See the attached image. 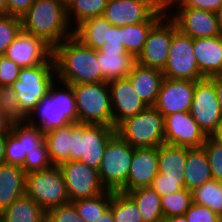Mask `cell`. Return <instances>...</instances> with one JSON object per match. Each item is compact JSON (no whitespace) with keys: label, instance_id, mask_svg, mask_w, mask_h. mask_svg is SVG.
Returning a JSON list of instances; mask_svg holds the SVG:
<instances>
[{"label":"cell","instance_id":"cell-1","mask_svg":"<svg viewBox=\"0 0 222 222\" xmlns=\"http://www.w3.org/2000/svg\"><path fill=\"white\" fill-rule=\"evenodd\" d=\"M57 81L67 84L103 82L97 50L73 35L52 49Z\"/></svg>","mask_w":222,"mask_h":222},{"label":"cell","instance_id":"cell-2","mask_svg":"<svg viewBox=\"0 0 222 222\" xmlns=\"http://www.w3.org/2000/svg\"><path fill=\"white\" fill-rule=\"evenodd\" d=\"M21 22L23 32L42 39L52 49L73 35L66 4L59 0H35Z\"/></svg>","mask_w":222,"mask_h":222},{"label":"cell","instance_id":"cell-3","mask_svg":"<svg viewBox=\"0 0 222 222\" xmlns=\"http://www.w3.org/2000/svg\"><path fill=\"white\" fill-rule=\"evenodd\" d=\"M26 121L40 128L44 134L72 122H78L72 87L56 80L50 87L49 93L28 114Z\"/></svg>","mask_w":222,"mask_h":222},{"label":"cell","instance_id":"cell-4","mask_svg":"<svg viewBox=\"0 0 222 222\" xmlns=\"http://www.w3.org/2000/svg\"><path fill=\"white\" fill-rule=\"evenodd\" d=\"M75 95L78 123L113 127L110 88L108 82L70 85Z\"/></svg>","mask_w":222,"mask_h":222},{"label":"cell","instance_id":"cell-5","mask_svg":"<svg viewBox=\"0 0 222 222\" xmlns=\"http://www.w3.org/2000/svg\"><path fill=\"white\" fill-rule=\"evenodd\" d=\"M116 128L101 124L79 123L71 134L70 161H80L99 170L105 147Z\"/></svg>","mask_w":222,"mask_h":222},{"label":"cell","instance_id":"cell-6","mask_svg":"<svg viewBox=\"0 0 222 222\" xmlns=\"http://www.w3.org/2000/svg\"><path fill=\"white\" fill-rule=\"evenodd\" d=\"M116 133L133 148L159 147L165 143L164 116L154 107L122 121Z\"/></svg>","mask_w":222,"mask_h":222},{"label":"cell","instance_id":"cell-7","mask_svg":"<svg viewBox=\"0 0 222 222\" xmlns=\"http://www.w3.org/2000/svg\"><path fill=\"white\" fill-rule=\"evenodd\" d=\"M56 70L51 56L44 64L21 68L18 80L10 87L15 91L22 110L28 115L56 82Z\"/></svg>","mask_w":222,"mask_h":222},{"label":"cell","instance_id":"cell-8","mask_svg":"<svg viewBox=\"0 0 222 222\" xmlns=\"http://www.w3.org/2000/svg\"><path fill=\"white\" fill-rule=\"evenodd\" d=\"M25 194L46 212L70 202L62 173L56 165L46 170L27 173Z\"/></svg>","mask_w":222,"mask_h":222},{"label":"cell","instance_id":"cell-9","mask_svg":"<svg viewBox=\"0 0 222 222\" xmlns=\"http://www.w3.org/2000/svg\"><path fill=\"white\" fill-rule=\"evenodd\" d=\"M134 148L117 133L108 141L98 170L106 190L119 191L127 181Z\"/></svg>","mask_w":222,"mask_h":222},{"label":"cell","instance_id":"cell-10","mask_svg":"<svg viewBox=\"0 0 222 222\" xmlns=\"http://www.w3.org/2000/svg\"><path fill=\"white\" fill-rule=\"evenodd\" d=\"M166 66L162 70L167 79L199 81L206 78L199 70L193 50V39L177 30L172 35Z\"/></svg>","mask_w":222,"mask_h":222},{"label":"cell","instance_id":"cell-11","mask_svg":"<svg viewBox=\"0 0 222 222\" xmlns=\"http://www.w3.org/2000/svg\"><path fill=\"white\" fill-rule=\"evenodd\" d=\"M190 114L207 136H212L222 121L214 82L206 77L195 81Z\"/></svg>","mask_w":222,"mask_h":222},{"label":"cell","instance_id":"cell-12","mask_svg":"<svg viewBox=\"0 0 222 222\" xmlns=\"http://www.w3.org/2000/svg\"><path fill=\"white\" fill-rule=\"evenodd\" d=\"M70 202L92 198L106 191L97 170L80 161H65L58 165Z\"/></svg>","mask_w":222,"mask_h":222},{"label":"cell","instance_id":"cell-13","mask_svg":"<svg viewBox=\"0 0 222 222\" xmlns=\"http://www.w3.org/2000/svg\"><path fill=\"white\" fill-rule=\"evenodd\" d=\"M175 22L164 15L150 30L136 62L163 70L166 66L172 35L177 31Z\"/></svg>","mask_w":222,"mask_h":222},{"label":"cell","instance_id":"cell-14","mask_svg":"<svg viewBox=\"0 0 222 222\" xmlns=\"http://www.w3.org/2000/svg\"><path fill=\"white\" fill-rule=\"evenodd\" d=\"M175 10L168 16L181 33L192 39L221 35L215 12L189 7H176Z\"/></svg>","mask_w":222,"mask_h":222},{"label":"cell","instance_id":"cell-15","mask_svg":"<svg viewBox=\"0 0 222 222\" xmlns=\"http://www.w3.org/2000/svg\"><path fill=\"white\" fill-rule=\"evenodd\" d=\"M166 144L201 148L208 137L190 112H176L164 117Z\"/></svg>","mask_w":222,"mask_h":222},{"label":"cell","instance_id":"cell-16","mask_svg":"<svg viewBox=\"0 0 222 222\" xmlns=\"http://www.w3.org/2000/svg\"><path fill=\"white\" fill-rule=\"evenodd\" d=\"M195 81L163 78L154 107L165 117L190 112Z\"/></svg>","mask_w":222,"mask_h":222},{"label":"cell","instance_id":"cell-17","mask_svg":"<svg viewBox=\"0 0 222 222\" xmlns=\"http://www.w3.org/2000/svg\"><path fill=\"white\" fill-rule=\"evenodd\" d=\"M21 68L44 64L52 56V48L42 39L21 31L4 54Z\"/></svg>","mask_w":222,"mask_h":222},{"label":"cell","instance_id":"cell-18","mask_svg":"<svg viewBox=\"0 0 222 222\" xmlns=\"http://www.w3.org/2000/svg\"><path fill=\"white\" fill-rule=\"evenodd\" d=\"M108 85L110 88L114 128L125 119L142 112L148 107L139 97L127 77L108 81Z\"/></svg>","mask_w":222,"mask_h":222},{"label":"cell","instance_id":"cell-19","mask_svg":"<svg viewBox=\"0 0 222 222\" xmlns=\"http://www.w3.org/2000/svg\"><path fill=\"white\" fill-rule=\"evenodd\" d=\"M152 0H108L103 17L113 26L146 22L155 12Z\"/></svg>","mask_w":222,"mask_h":222},{"label":"cell","instance_id":"cell-20","mask_svg":"<svg viewBox=\"0 0 222 222\" xmlns=\"http://www.w3.org/2000/svg\"><path fill=\"white\" fill-rule=\"evenodd\" d=\"M158 174V147L134 148L126 184L119 192L150 187Z\"/></svg>","mask_w":222,"mask_h":222},{"label":"cell","instance_id":"cell-21","mask_svg":"<svg viewBox=\"0 0 222 222\" xmlns=\"http://www.w3.org/2000/svg\"><path fill=\"white\" fill-rule=\"evenodd\" d=\"M193 50L200 72L205 77L222 75V37L193 39Z\"/></svg>","mask_w":222,"mask_h":222},{"label":"cell","instance_id":"cell-22","mask_svg":"<svg viewBox=\"0 0 222 222\" xmlns=\"http://www.w3.org/2000/svg\"><path fill=\"white\" fill-rule=\"evenodd\" d=\"M127 78L146 105L154 106L164 78L162 70L136 62Z\"/></svg>","mask_w":222,"mask_h":222},{"label":"cell","instance_id":"cell-23","mask_svg":"<svg viewBox=\"0 0 222 222\" xmlns=\"http://www.w3.org/2000/svg\"><path fill=\"white\" fill-rule=\"evenodd\" d=\"M26 173L21 166L0 164V213L25 195Z\"/></svg>","mask_w":222,"mask_h":222},{"label":"cell","instance_id":"cell-24","mask_svg":"<svg viewBox=\"0 0 222 222\" xmlns=\"http://www.w3.org/2000/svg\"><path fill=\"white\" fill-rule=\"evenodd\" d=\"M97 58L103 82L126 78L136 63V58L127 50L98 49Z\"/></svg>","mask_w":222,"mask_h":222},{"label":"cell","instance_id":"cell-25","mask_svg":"<svg viewBox=\"0 0 222 222\" xmlns=\"http://www.w3.org/2000/svg\"><path fill=\"white\" fill-rule=\"evenodd\" d=\"M187 147L164 143L158 147V174L162 179L184 180Z\"/></svg>","mask_w":222,"mask_h":222},{"label":"cell","instance_id":"cell-26","mask_svg":"<svg viewBox=\"0 0 222 222\" xmlns=\"http://www.w3.org/2000/svg\"><path fill=\"white\" fill-rule=\"evenodd\" d=\"M184 176V188L191 192L213 179L206 152L202 147H187Z\"/></svg>","mask_w":222,"mask_h":222},{"label":"cell","instance_id":"cell-27","mask_svg":"<svg viewBox=\"0 0 222 222\" xmlns=\"http://www.w3.org/2000/svg\"><path fill=\"white\" fill-rule=\"evenodd\" d=\"M0 222H46V211L25 194L0 213Z\"/></svg>","mask_w":222,"mask_h":222},{"label":"cell","instance_id":"cell-28","mask_svg":"<svg viewBox=\"0 0 222 222\" xmlns=\"http://www.w3.org/2000/svg\"><path fill=\"white\" fill-rule=\"evenodd\" d=\"M111 26L103 16L90 18L73 29V36L89 48L98 50L108 41Z\"/></svg>","mask_w":222,"mask_h":222},{"label":"cell","instance_id":"cell-29","mask_svg":"<svg viewBox=\"0 0 222 222\" xmlns=\"http://www.w3.org/2000/svg\"><path fill=\"white\" fill-rule=\"evenodd\" d=\"M78 124L72 122L44 134V142L53 165L58 166L62 162L70 161L71 134Z\"/></svg>","mask_w":222,"mask_h":222},{"label":"cell","instance_id":"cell-30","mask_svg":"<svg viewBox=\"0 0 222 222\" xmlns=\"http://www.w3.org/2000/svg\"><path fill=\"white\" fill-rule=\"evenodd\" d=\"M164 16L155 12L146 22L122 26V44L135 58L141 53L151 28Z\"/></svg>","mask_w":222,"mask_h":222},{"label":"cell","instance_id":"cell-31","mask_svg":"<svg viewBox=\"0 0 222 222\" xmlns=\"http://www.w3.org/2000/svg\"><path fill=\"white\" fill-rule=\"evenodd\" d=\"M127 194L137 204L143 222H155L164 218L161 197L151 186L133 189Z\"/></svg>","mask_w":222,"mask_h":222},{"label":"cell","instance_id":"cell-32","mask_svg":"<svg viewBox=\"0 0 222 222\" xmlns=\"http://www.w3.org/2000/svg\"><path fill=\"white\" fill-rule=\"evenodd\" d=\"M108 0H70L67 5V18L73 29L83 21L103 16Z\"/></svg>","mask_w":222,"mask_h":222},{"label":"cell","instance_id":"cell-33","mask_svg":"<svg viewBox=\"0 0 222 222\" xmlns=\"http://www.w3.org/2000/svg\"><path fill=\"white\" fill-rule=\"evenodd\" d=\"M111 197L112 191L106 190L98 196L75 200L73 203L84 222H96L110 207Z\"/></svg>","mask_w":222,"mask_h":222},{"label":"cell","instance_id":"cell-34","mask_svg":"<svg viewBox=\"0 0 222 222\" xmlns=\"http://www.w3.org/2000/svg\"><path fill=\"white\" fill-rule=\"evenodd\" d=\"M109 208L115 222H143L137 204L127 193L112 191Z\"/></svg>","mask_w":222,"mask_h":222},{"label":"cell","instance_id":"cell-35","mask_svg":"<svg viewBox=\"0 0 222 222\" xmlns=\"http://www.w3.org/2000/svg\"><path fill=\"white\" fill-rule=\"evenodd\" d=\"M192 202L210 208L222 217V182L212 179L192 191Z\"/></svg>","mask_w":222,"mask_h":222},{"label":"cell","instance_id":"cell-36","mask_svg":"<svg viewBox=\"0 0 222 222\" xmlns=\"http://www.w3.org/2000/svg\"><path fill=\"white\" fill-rule=\"evenodd\" d=\"M0 113L9 124L27 120L28 115L22 110L16 93L10 86L0 87Z\"/></svg>","mask_w":222,"mask_h":222},{"label":"cell","instance_id":"cell-37","mask_svg":"<svg viewBox=\"0 0 222 222\" xmlns=\"http://www.w3.org/2000/svg\"><path fill=\"white\" fill-rule=\"evenodd\" d=\"M192 204V192L186 188L161 197L163 217L182 216Z\"/></svg>","mask_w":222,"mask_h":222},{"label":"cell","instance_id":"cell-38","mask_svg":"<svg viewBox=\"0 0 222 222\" xmlns=\"http://www.w3.org/2000/svg\"><path fill=\"white\" fill-rule=\"evenodd\" d=\"M10 128L23 140V148L26 154L32 153L44 143L43 131L30 125L27 121L10 124Z\"/></svg>","mask_w":222,"mask_h":222},{"label":"cell","instance_id":"cell-39","mask_svg":"<svg viewBox=\"0 0 222 222\" xmlns=\"http://www.w3.org/2000/svg\"><path fill=\"white\" fill-rule=\"evenodd\" d=\"M21 31V17L13 15L0 16V56L5 54L8 45Z\"/></svg>","mask_w":222,"mask_h":222},{"label":"cell","instance_id":"cell-40","mask_svg":"<svg viewBox=\"0 0 222 222\" xmlns=\"http://www.w3.org/2000/svg\"><path fill=\"white\" fill-rule=\"evenodd\" d=\"M27 154L24 152L23 140L8 126V136L5 145V163L23 166Z\"/></svg>","mask_w":222,"mask_h":222},{"label":"cell","instance_id":"cell-41","mask_svg":"<svg viewBox=\"0 0 222 222\" xmlns=\"http://www.w3.org/2000/svg\"><path fill=\"white\" fill-rule=\"evenodd\" d=\"M202 148L206 152L213 179L222 182V144L208 136Z\"/></svg>","mask_w":222,"mask_h":222},{"label":"cell","instance_id":"cell-42","mask_svg":"<svg viewBox=\"0 0 222 222\" xmlns=\"http://www.w3.org/2000/svg\"><path fill=\"white\" fill-rule=\"evenodd\" d=\"M53 166L45 142L32 153H28L22 169L27 174L32 171L46 170Z\"/></svg>","mask_w":222,"mask_h":222},{"label":"cell","instance_id":"cell-43","mask_svg":"<svg viewBox=\"0 0 222 222\" xmlns=\"http://www.w3.org/2000/svg\"><path fill=\"white\" fill-rule=\"evenodd\" d=\"M46 222H84L78 215L73 202L49 209L46 212Z\"/></svg>","mask_w":222,"mask_h":222},{"label":"cell","instance_id":"cell-44","mask_svg":"<svg viewBox=\"0 0 222 222\" xmlns=\"http://www.w3.org/2000/svg\"><path fill=\"white\" fill-rule=\"evenodd\" d=\"M188 222H222V217L210 208L192 202L185 212Z\"/></svg>","mask_w":222,"mask_h":222},{"label":"cell","instance_id":"cell-45","mask_svg":"<svg viewBox=\"0 0 222 222\" xmlns=\"http://www.w3.org/2000/svg\"><path fill=\"white\" fill-rule=\"evenodd\" d=\"M21 67L9 60L5 55L0 56V87L11 86L16 80Z\"/></svg>","mask_w":222,"mask_h":222},{"label":"cell","instance_id":"cell-46","mask_svg":"<svg viewBox=\"0 0 222 222\" xmlns=\"http://www.w3.org/2000/svg\"><path fill=\"white\" fill-rule=\"evenodd\" d=\"M151 187L160 197L180 191L184 188V180L162 179V174H157L153 179Z\"/></svg>","mask_w":222,"mask_h":222},{"label":"cell","instance_id":"cell-47","mask_svg":"<svg viewBox=\"0 0 222 222\" xmlns=\"http://www.w3.org/2000/svg\"><path fill=\"white\" fill-rule=\"evenodd\" d=\"M99 49L126 50L122 44V27L112 25L109 28L108 41Z\"/></svg>","mask_w":222,"mask_h":222},{"label":"cell","instance_id":"cell-48","mask_svg":"<svg viewBox=\"0 0 222 222\" xmlns=\"http://www.w3.org/2000/svg\"><path fill=\"white\" fill-rule=\"evenodd\" d=\"M222 5V0H185L180 6L216 12Z\"/></svg>","mask_w":222,"mask_h":222},{"label":"cell","instance_id":"cell-49","mask_svg":"<svg viewBox=\"0 0 222 222\" xmlns=\"http://www.w3.org/2000/svg\"><path fill=\"white\" fill-rule=\"evenodd\" d=\"M35 2V0H6L8 15L21 17Z\"/></svg>","mask_w":222,"mask_h":222},{"label":"cell","instance_id":"cell-50","mask_svg":"<svg viewBox=\"0 0 222 222\" xmlns=\"http://www.w3.org/2000/svg\"><path fill=\"white\" fill-rule=\"evenodd\" d=\"M185 0H152L157 12L164 15L170 14L172 9L180 6Z\"/></svg>","mask_w":222,"mask_h":222},{"label":"cell","instance_id":"cell-51","mask_svg":"<svg viewBox=\"0 0 222 222\" xmlns=\"http://www.w3.org/2000/svg\"><path fill=\"white\" fill-rule=\"evenodd\" d=\"M215 84L216 92H217V97H218V102L220 105V109L222 112V75H215L209 77Z\"/></svg>","mask_w":222,"mask_h":222},{"label":"cell","instance_id":"cell-52","mask_svg":"<svg viewBox=\"0 0 222 222\" xmlns=\"http://www.w3.org/2000/svg\"><path fill=\"white\" fill-rule=\"evenodd\" d=\"M8 136V127L0 132V164L5 163V145Z\"/></svg>","mask_w":222,"mask_h":222},{"label":"cell","instance_id":"cell-53","mask_svg":"<svg viewBox=\"0 0 222 222\" xmlns=\"http://www.w3.org/2000/svg\"><path fill=\"white\" fill-rule=\"evenodd\" d=\"M96 222H115L113 219V214L110 208H108L105 213L99 217Z\"/></svg>","mask_w":222,"mask_h":222},{"label":"cell","instance_id":"cell-54","mask_svg":"<svg viewBox=\"0 0 222 222\" xmlns=\"http://www.w3.org/2000/svg\"><path fill=\"white\" fill-rule=\"evenodd\" d=\"M212 137L222 144V121L219 124L218 130L212 135Z\"/></svg>","mask_w":222,"mask_h":222},{"label":"cell","instance_id":"cell-55","mask_svg":"<svg viewBox=\"0 0 222 222\" xmlns=\"http://www.w3.org/2000/svg\"><path fill=\"white\" fill-rule=\"evenodd\" d=\"M8 15L6 0H0V16Z\"/></svg>","mask_w":222,"mask_h":222},{"label":"cell","instance_id":"cell-56","mask_svg":"<svg viewBox=\"0 0 222 222\" xmlns=\"http://www.w3.org/2000/svg\"><path fill=\"white\" fill-rule=\"evenodd\" d=\"M167 222H188L185 215L166 218Z\"/></svg>","mask_w":222,"mask_h":222},{"label":"cell","instance_id":"cell-57","mask_svg":"<svg viewBox=\"0 0 222 222\" xmlns=\"http://www.w3.org/2000/svg\"><path fill=\"white\" fill-rule=\"evenodd\" d=\"M215 13H216V16H217L220 31L222 32V5Z\"/></svg>","mask_w":222,"mask_h":222},{"label":"cell","instance_id":"cell-58","mask_svg":"<svg viewBox=\"0 0 222 222\" xmlns=\"http://www.w3.org/2000/svg\"><path fill=\"white\" fill-rule=\"evenodd\" d=\"M10 124L2 117L0 113V132L4 131Z\"/></svg>","mask_w":222,"mask_h":222},{"label":"cell","instance_id":"cell-59","mask_svg":"<svg viewBox=\"0 0 222 222\" xmlns=\"http://www.w3.org/2000/svg\"><path fill=\"white\" fill-rule=\"evenodd\" d=\"M155 222H167V219L166 218H162V219H160L158 221H155Z\"/></svg>","mask_w":222,"mask_h":222},{"label":"cell","instance_id":"cell-60","mask_svg":"<svg viewBox=\"0 0 222 222\" xmlns=\"http://www.w3.org/2000/svg\"><path fill=\"white\" fill-rule=\"evenodd\" d=\"M59 1H61L62 3H64V4L67 5V3H68L70 0H59Z\"/></svg>","mask_w":222,"mask_h":222}]
</instances>
